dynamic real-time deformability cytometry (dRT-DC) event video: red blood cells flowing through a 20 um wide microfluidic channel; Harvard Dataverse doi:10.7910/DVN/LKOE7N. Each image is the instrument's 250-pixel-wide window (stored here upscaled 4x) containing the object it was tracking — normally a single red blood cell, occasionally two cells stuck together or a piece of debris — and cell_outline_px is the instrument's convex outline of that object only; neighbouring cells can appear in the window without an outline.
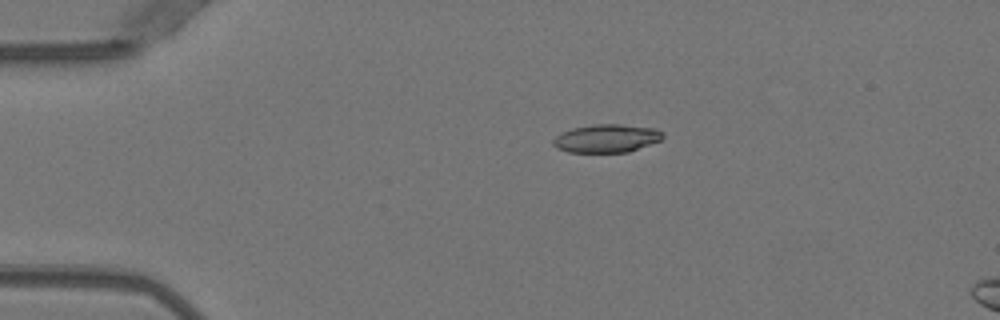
{"species": "Egyptian fruit bat (a non-hibernating species)", "species_latin": "Rousettus aegyptiacus", "temperature_condition": "warm", "stored_images_in_passage": 6, "camera_frame_rate_fps": 3000, "um_per_image_px": 0.085, "animal": {"sex": "female"}, "frame": {"image": 1, "passage_image": 1, "time_ms": 0.0, "image_size_px": [1000, 320], "cell_outline_px": [[664, 136], [660, 140], [628, 152], [568, 152], [556, 148], [552, 144], [552, 140], [556, 136], [572, 128], [592, 124], [620, 124], [656, 128], [664, 132]], "centroid_in_image_um": [51.56, 11.75], "position_along_channel_um": 33.4, "area_um2": 18.03}}